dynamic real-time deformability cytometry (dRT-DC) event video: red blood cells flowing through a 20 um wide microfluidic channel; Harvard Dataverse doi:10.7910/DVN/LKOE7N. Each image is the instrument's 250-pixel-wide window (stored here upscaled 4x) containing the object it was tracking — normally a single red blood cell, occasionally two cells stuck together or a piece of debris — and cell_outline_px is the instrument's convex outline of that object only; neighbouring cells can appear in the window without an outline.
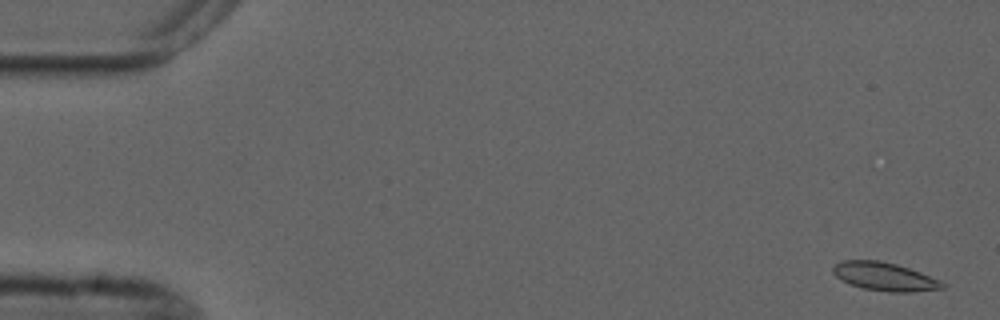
{"species": "common noctule bat (a hibernating species)", "species_latin": "Nyctalus noctula", "temperature_condition": "cold", "stored_images_in_passage": 5, "camera_frame_rate_fps": 3000, "um_per_image_px": 0.085, "animal": {"sex": "male", "forearm_length_mm": 52.5}, "frame": {"image": 1, "passage_image": 1, "time_ms": 0.0, "image_size_px": [1000, 320], "cell_outline_px": [[948, 284], [944, 288], [912, 292], [888, 292], [864, 288], [840, 280], [832, 272], [832, 268], [836, 264], [844, 260], [880, 260], [896, 264], [920, 272], [940, 280]], "centroid_in_image_um": [75.21, 23.51], "position_along_channel_um": 9.8, "area_um2": 18.03}}
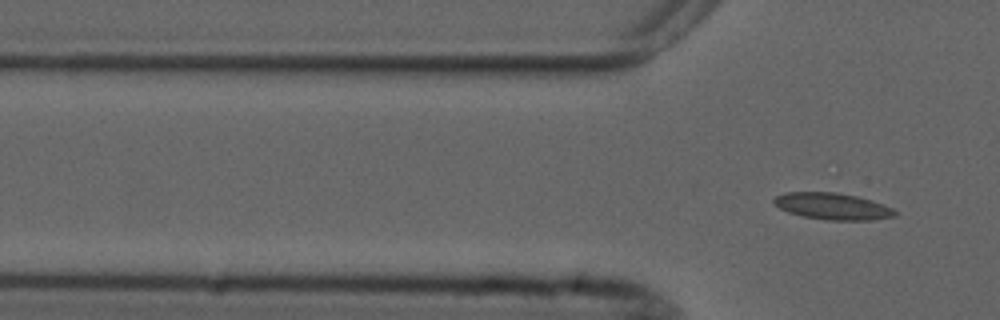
{"frame": {"image": 2, "passage_image": 5, "time_ms": 4.667, "image_size_px": [1000, 320], "cell_outline_px": [[896, 216], [872, 220], [824, 220], [804, 216], [788, 212], [772, 204], [772, 200], [776, 196], [784, 192], [836, 192], [856, 196], [872, 200], [884, 204], [892, 208], [896, 212]], "centroid_in_image_um": [70.75, 17.53], "position_along_channel_um": 55.1, "area_um2": 18.9}}